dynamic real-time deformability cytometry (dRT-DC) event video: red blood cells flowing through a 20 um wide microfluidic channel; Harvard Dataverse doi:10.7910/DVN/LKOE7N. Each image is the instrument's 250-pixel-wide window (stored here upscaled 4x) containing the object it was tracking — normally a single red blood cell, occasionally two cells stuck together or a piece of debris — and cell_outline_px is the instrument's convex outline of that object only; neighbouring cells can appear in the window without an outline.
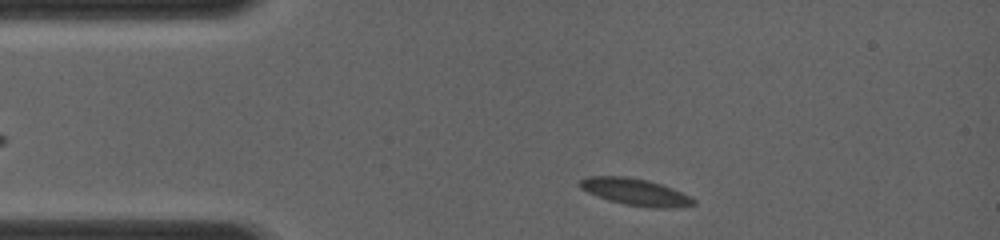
{"species": "common noctule bat (a hibernating species)", "species_latin": "Nyctalus noctula", "temperature_condition": "room temperature", "stored_images_in_passage": 48, "camera_frame_rate_fps": 4000, "um_per_image_px": 0.085, "animal": {"sex": "female", "body_mass_g": 19.0, "forearm_length_mm": 56.7}, "frame": {"image": 1, "passage_image": 4, "time_ms": 0.75, "image_size_px": [1000, 240], "cell_outline_px": [[696, 204], [672, 208], [652, 208], [624, 204], [608, 200], [588, 192], [580, 188], [580, 180], [588, 176], [628, 176], [648, 180], [672, 188], [696, 200]], "centroid_in_image_um": [54.0, 16.31], "position_along_channel_um": 31.0, "area_um2": 17.69}}
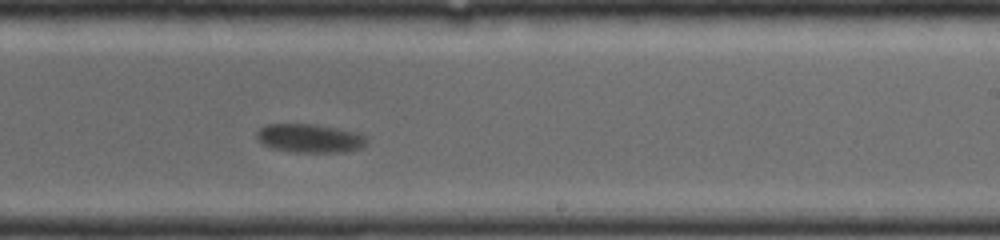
{"frame": {"image": 2, "passage_image": 30, "time_ms": 7.0, "image_size_px": [1000, 240], "cell_outline_px": [[368, 140], [360, 148], [344, 152], [296, 152], [272, 148], [264, 144], [256, 136], [256, 132], [260, 128], [268, 124], [316, 124], [340, 128], [360, 132]], "centroid_in_image_um": [26.37, 11.74], "position_along_channel_um": 262.6, "area_um2": 18.38}}
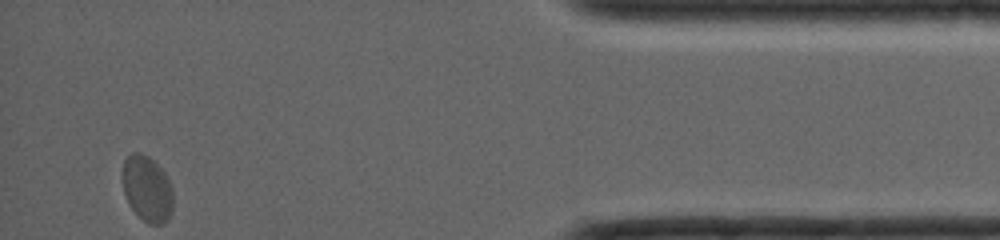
{"frame": {"image": 3, "passage_image": 48, "time_ms": 11.75, "image_size_px": [1000, 240], "cell_outline_px": [[172, 212], [168, 220], [164, 224], [148, 224], [132, 208], [124, 192], [124, 160], [132, 152], [140, 152], [148, 156], [164, 172], [172, 188]], "centroid_in_image_um": [12.54, 16.05], "position_along_channel_um": 422.7, "area_um2": 19.02}}